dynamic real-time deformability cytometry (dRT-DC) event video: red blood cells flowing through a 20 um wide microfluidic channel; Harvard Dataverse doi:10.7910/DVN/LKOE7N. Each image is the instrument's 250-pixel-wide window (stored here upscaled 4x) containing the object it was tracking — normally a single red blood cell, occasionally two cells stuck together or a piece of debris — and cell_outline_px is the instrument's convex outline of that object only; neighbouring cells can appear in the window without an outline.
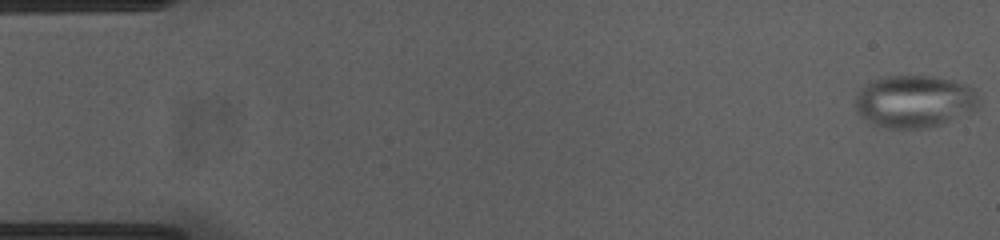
{"species": "common noctule bat (a hibernating species)", "species_latin": "Nyctalus noctula", "temperature_condition": "cold", "stored_images_in_passage": 54, "camera_frame_rate_fps": 3000, "um_per_image_px": 0.085, "animal": {"sex": "female", "body_mass_g": 23.0, "forearm_length_mm": 53.4}, "frame": {"image": 1, "passage_image": 1, "time_ms": 0.0, "image_size_px": [1000, 240], "cell_outline_px": [[980, 104], [976, 112], [940, 124], [924, 128], [888, 128], [872, 124], [860, 116], [856, 112], [856, 96], [864, 84], [880, 76], [932, 76], [952, 80], [968, 84], [972, 88], [980, 100]], "centroid_in_image_um": [77.75, 8.62], "position_along_channel_um": 7.2, "area_um2": 38.26}}
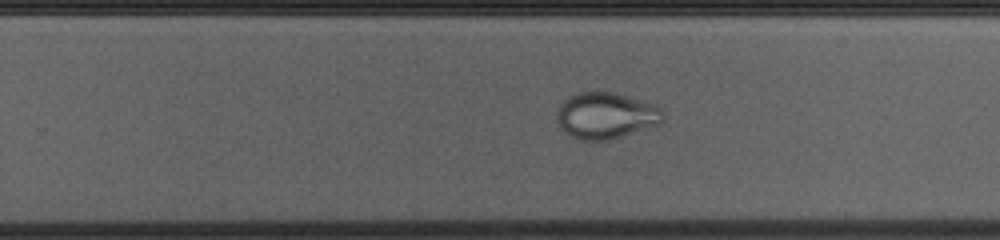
{"frame": {"image": 2, "passage_image": 34, "time_ms": 11.0, "image_size_px": [1000, 240], "cell_outline_px": [[664, 120], [660, 124], [608, 140], [580, 140], [564, 132], [556, 116], [560, 104], [568, 96], [576, 92], [616, 92], [656, 104], [664, 112]], "centroid_in_image_um": [51.53, 9.8], "position_along_channel_um": 278.3, "area_um2": 28.78}}
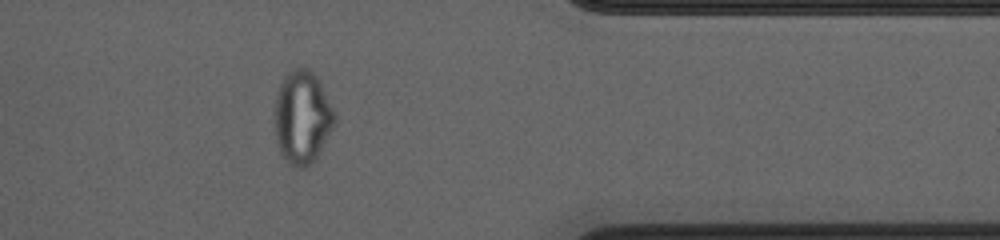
{"frame": {"image": 3, "passage_image": 44, "time_ms": 14.333, "image_size_px": [1000, 240], "cell_outline_px": [[336, 124], [316, 160], [312, 164], [304, 168], [292, 168], [284, 160], [276, 144], [276, 92], [284, 76], [292, 68], [308, 68], [320, 80], [336, 112]], "centroid_in_image_um": [25.73, 10.01], "position_along_channel_um": 385.7, "area_um2": 33.23}}